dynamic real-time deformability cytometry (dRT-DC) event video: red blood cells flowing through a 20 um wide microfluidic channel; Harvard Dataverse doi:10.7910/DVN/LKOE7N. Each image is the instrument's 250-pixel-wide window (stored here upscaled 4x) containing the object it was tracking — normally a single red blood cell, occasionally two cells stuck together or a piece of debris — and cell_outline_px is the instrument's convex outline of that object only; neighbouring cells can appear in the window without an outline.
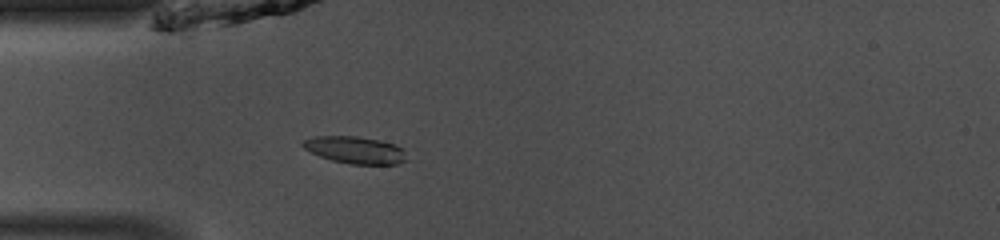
{"species": "common noctule bat (a hibernating species)", "species_latin": "Nyctalus noctula", "temperature_condition": "room temperature", "stored_images_in_passage": 47, "camera_frame_rate_fps": 3000, "um_per_image_px": 0.085, "animal": {"sex": "male", "body_mass_g": 13.0, "forearm_length_mm": 53.1}, "frame": {"image": 1, "passage_image": 12, "time_ms": 3.667, "image_size_px": [1000, 240], "cell_outline_px": [[408, 160], [396, 164], [348, 164], [332, 160], [320, 156], [304, 148], [300, 144], [304, 140], [316, 136], [356, 136], [380, 140], [396, 144], [404, 148]], "centroid_in_image_um": [30.24, 12.75], "position_along_channel_um": 54.8, "area_um2": 16.53}}
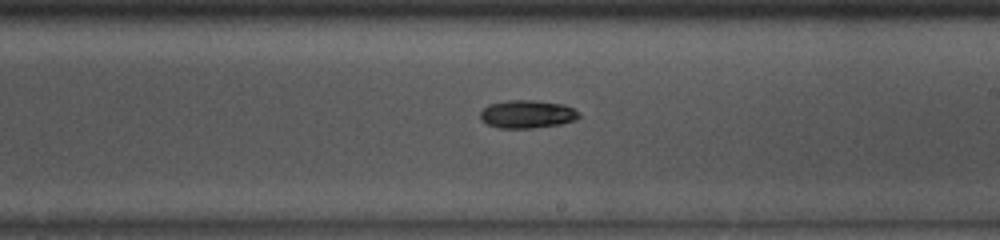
{"frame": {"image": 2, "passage_image": 26, "time_ms": 8.333, "image_size_px": [1000, 240], "cell_outline_px": [[580, 116], [576, 120], [560, 124], [532, 128], [500, 128], [488, 124], [480, 120], [480, 112], [488, 104], [508, 100], [532, 100], [564, 104], [580, 112]], "centroid_in_image_um": [44.81, 9.7], "position_along_channel_um": 244.2, "area_um2": 16.18}}
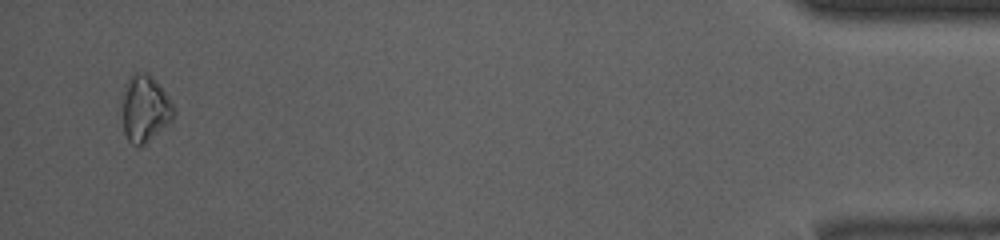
{"frame": {"image": 3, "passage_image": 45, "time_ms": 14.667, "image_size_px": [1000, 240], "cell_outline_px": [[176, 112], [172, 120], [168, 124], [144, 144], [132, 144], [128, 140], [124, 132], [120, 96], [124, 84], [128, 76], [136, 72], [148, 72], [152, 76], [164, 92], [172, 104]], "centroid_in_image_um": [12.26, 9.18], "position_along_channel_um": 422.9, "area_um2": 20.29}, "authors_computed_cell_mechanics": {"area_um2": 16.5308, "velocity_mm_per_s": 4.1081, "shape_relaxation_time_tau1_ms": 2.2026, "shape_relaxation_time_tau2_ms": null, "deformation_change_tau1": 0.0748, "deformation_change_tau2": null}}